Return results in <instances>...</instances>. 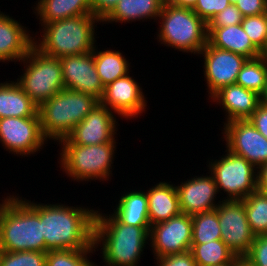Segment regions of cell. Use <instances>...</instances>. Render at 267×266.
<instances>
[{"label":"cell","mask_w":267,"mask_h":266,"mask_svg":"<svg viewBox=\"0 0 267 266\" xmlns=\"http://www.w3.org/2000/svg\"><path fill=\"white\" fill-rule=\"evenodd\" d=\"M42 221L46 252L59 249L94 247L96 210L66 204L35 203L21 198Z\"/></svg>","instance_id":"1"},{"label":"cell","mask_w":267,"mask_h":266,"mask_svg":"<svg viewBox=\"0 0 267 266\" xmlns=\"http://www.w3.org/2000/svg\"><path fill=\"white\" fill-rule=\"evenodd\" d=\"M150 227L123 224L113 214L96 210L94 247H102L104 266H137L149 245Z\"/></svg>","instance_id":"2"},{"label":"cell","mask_w":267,"mask_h":266,"mask_svg":"<svg viewBox=\"0 0 267 266\" xmlns=\"http://www.w3.org/2000/svg\"><path fill=\"white\" fill-rule=\"evenodd\" d=\"M101 22L98 17L88 14L45 23L40 32L42 38L39 37L37 41L34 37V47L43 54L58 59L90 53L97 46L96 23Z\"/></svg>","instance_id":"3"},{"label":"cell","mask_w":267,"mask_h":266,"mask_svg":"<svg viewBox=\"0 0 267 266\" xmlns=\"http://www.w3.org/2000/svg\"><path fill=\"white\" fill-rule=\"evenodd\" d=\"M18 195L2 197L0 203V251L46 252L42 221Z\"/></svg>","instance_id":"4"},{"label":"cell","mask_w":267,"mask_h":266,"mask_svg":"<svg viewBox=\"0 0 267 266\" xmlns=\"http://www.w3.org/2000/svg\"><path fill=\"white\" fill-rule=\"evenodd\" d=\"M99 103L92 95L64 88L38 106L43 137L58 143Z\"/></svg>","instance_id":"5"},{"label":"cell","mask_w":267,"mask_h":266,"mask_svg":"<svg viewBox=\"0 0 267 266\" xmlns=\"http://www.w3.org/2000/svg\"><path fill=\"white\" fill-rule=\"evenodd\" d=\"M158 42L174 50L199 54L207 44V24L189 8L173 6L164 2L157 20Z\"/></svg>","instance_id":"6"},{"label":"cell","mask_w":267,"mask_h":266,"mask_svg":"<svg viewBox=\"0 0 267 266\" xmlns=\"http://www.w3.org/2000/svg\"><path fill=\"white\" fill-rule=\"evenodd\" d=\"M61 147L60 167L74 181H106L112 175L115 159L116 139L112 142L94 145H77L73 142H59Z\"/></svg>","instance_id":"7"},{"label":"cell","mask_w":267,"mask_h":266,"mask_svg":"<svg viewBox=\"0 0 267 266\" xmlns=\"http://www.w3.org/2000/svg\"><path fill=\"white\" fill-rule=\"evenodd\" d=\"M20 62L25 69L16 82L38 106L65 88L58 58L45 55L33 46Z\"/></svg>","instance_id":"8"},{"label":"cell","mask_w":267,"mask_h":266,"mask_svg":"<svg viewBox=\"0 0 267 266\" xmlns=\"http://www.w3.org/2000/svg\"><path fill=\"white\" fill-rule=\"evenodd\" d=\"M219 160H209L210 174L214 176L218 193L228 196L224 200H243L257 191V168L244 157L225 150Z\"/></svg>","instance_id":"9"},{"label":"cell","mask_w":267,"mask_h":266,"mask_svg":"<svg viewBox=\"0 0 267 266\" xmlns=\"http://www.w3.org/2000/svg\"><path fill=\"white\" fill-rule=\"evenodd\" d=\"M216 208L221 230V240L240 258L250 251L255 234L247 221L242 200H223Z\"/></svg>","instance_id":"10"},{"label":"cell","mask_w":267,"mask_h":266,"mask_svg":"<svg viewBox=\"0 0 267 266\" xmlns=\"http://www.w3.org/2000/svg\"><path fill=\"white\" fill-rule=\"evenodd\" d=\"M0 142L9 153L28 157L42 150L47 140L39 117H7L0 118Z\"/></svg>","instance_id":"11"},{"label":"cell","mask_w":267,"mask_h":266,"mask_svg":"<svg viewBox=\"0 0 267 266\" xmlns=\"http://www.w3.org/2000/svg\"><path fill=\"white\" fill-rule=\"evenodd\" d=\"M192 217L181 213L150 227L149 242L154 259L191 250Z\"/></svg>","instance_id":"12"},{"label":"cell","mask_w":267,"mask_h":266,"mask_svg":"<svg viewBox=\"0 0 267 266\" xmlns=\"http://www.w3.org/2000/svg\"><path fill=\"white\" fill-rule=\"evenodd\" d=\"M204 61V81L209 98L221 88L235 84L238 74L248 58L243 55L216 48L208 42L199 52Z\"/></svg>","instance_id":"13"},{"label":"cell","mask_w":267,"mask_h":266,"mask_svg":"<svg viewBox=\"0 0 267 266\" xmlns=\"http://www.w3.org/2000/svg\"><path fill=\"white\" fill-rule=\"evenodd\" d=\"M223 127L227 150L244 157L256 168L267 163V139L248 119L229 121Z\"/></svg>","instance_id":"14"},{"label":"cell","mask_w":267,"mask_h":266,"mask_svg":"<svg viewBox=\"0 0 267 266\" xmlns=\"http://www.w3.org/2000/svg\"><path fill=\"white\" fill-rule=\"evenodd\" d=\"M136 79L127 75L116 79L104 87L99 103L118 114L120 118H137L147 108V100ZM146 107V108H145Z\"/></svg>","instance_id":"15"},{"label":"cell","mask_w":267,"mask_h":266,"mask_svg":"<svg viewBox=\"0 0 267 266\" xmlns=\"http://www.w3.org/2000/svg\"><path fill=\"white\" fill-rule=\"evenodd\" d=\"M115 116L112 110L98 103L60 142H73L77 145L112 142L116 138V131H118L116 127L118 122Z\"/></svg>","instance_id":"16"},{"label":"cell","mask_w":267,"mask_h":266,"mask_svg":"<svg viewBox=\"0 0 267 266\" xmlns=\"http://www.w3.org/2000/svg\"><path fill=\"white\" fill-rule=\"evenodd\" d=\"M59 60L65 88L92 95L98 100L101 99L104 86L97 73L93 51L65 56Z\"/></svg>","instance_id":"17"},{"label":"cell","mask_w":267,"mask_h":266,"mask_svg":"<svg viewBox=\"0 0 267 266\" xmlns=\"http://www.w3.org/2000/svg\"><path fill=\"white\" fill-rule=\"evenodd\" d=\"M193 176L176 186L179 196L181 212L187 215H195L216 209L221 199L216 203V195L219 194L214 176Z\"/></svg>","instance_id":"18"},{"label":"cell","mask_w":267,"mask_h":266,"mask_svg":"<svg viewBox=\"0 0 267 266\" xmlns=\"http://www.w3.org/2000/svg\"><path fill=\"white\" fill-rule=\"evenodd\" d=\"M25 26L0 11V62H20L34 46Z\"/></svg>","instance_id":"19"},{"label":"cell","mask_w":267,"mask_h":266,"mask_svg":"<svg viewBox=\"0 0 267 266\" xmlns=\"http://www.w3.org/2000/svg\"><path fill=\"white\" fill-rule=\"evenodd\" d=\"M211 101L222 105L227 123L248 119L260 105V95L235 83L221 88L211 97Z\"/></svg>","instance_id":"20"},{"label":"cell","mask_w":267,"mask_h":266,"mask_svg":"<svg viewBox=\"0 0 267 266\" xmlns=\"http://www.w3.org/2000/svg\"><path fill=\"white\" fill-rule=\"evenodd\" d=\"M170 183L161 181L146 191L151 226L182 213L176 185Z\"/></svg>","instance_id":"21"},{"label":"cell","mask_w":267,"mask_h":266,"mask_svg":"<svg viewBox=\"0 0 267 266\" xmlns=\"http://www.w3.org/2000/svg\"><path fill=\"white\" fill-rule=\"evenodd\" d=\"M207 32V42L211 46L243 55L248 59L262 55L252 44L241 24L228 27H207Z\"/></svg>","instance_id":"22"},{"label":"cell","mask_w":267,"mask_h":266,"mask_svg":"<svg viewBox=\"0 0 267 266\" xmlns=\"http://www.w3.org/2000/svg\"><path fill=\"white\" fill-rule=\"evenodd\" d=\"M7 117H39L38 105L16 80L0 82V118Z\"/></svg>","instance_id":"23"},{"label":"cell","mask_w":267,"mask_h":266,"mask_svg":"<svg viewBox=\"0 0 267 266\" xmlns=\"http://www.w3.org/2000/svg\"><path fill=\"white\" fill-rule=\"evenodd\" d=\"M165 0H119L114 9L102 20L103 23H128L159 17Z\"/></svg>","instance_id":"24"},{"label":"cell","mask_w":267,"mask_h":266,"mask_svg":"<svg viewBox=\"0 0 267 266\" xmlns=\"http://www.w3.org/2000/svg\"><path fill=\"white\" fill-rule=\"evenodd\" d=\"M35 4L34 13L41 26L65 18L91 14V0H38Z\"/></svg>","instance_id":"25"},{"label":"cell","mask_w":267,"mask_h":266,"mask_svg":"<svg viewBox=\"0 0 267 266\" xmlns=\"http://www.w3.org/2000/svg\"><path fill=\"white\" fill-rule=\"evenodd\" d=\"M112 213L121 223L130 226H151L148 214V200L144 190L126 191Z\"/></svg>","instance_id":"26"},{"label":"cell","mask_w":267,"mask_h":266,"mask_svg":"<svg viewBox=\"0 0 267 266\" xmlns=\"http://www.w3.org/2000/svg\"><path fill=\"white\" fill-rule=\"evenodd\" d=\"M97 49L95 46L93 50L94 62L104 87L131 72L129 60L119 50L98 51Z\"/></svg>","instance_id":"27"},{"label":"cell","mask_w":267,"mask_h":266,"mask_svg":"<svg viewBox=\"0 0 267 266\" xmlns=\"http://www.w3.org/2000/svg\"><path fill=\"white\" fill-rule=\"evenodd\" d=\"M190 251L197 266L223 265L236 257L221 239L203 244H191Z\"/></svg>","instance_id":"28"},{"label":"cell","mask_w":267,"mask_h":266,"mask_svg":"<svg viewBox=\"0 0 267 266\" xmlns=\"http://www.w3.org/2000/svg\"><path fill=\"white\" fill-rule=\"evenodd\" d=\"M236 84L260 95L267 85L266 55L247 59L238 74Z\"/></svg>","instance_id":"29"},{"label":"cell","mask_w":267,"mask_h":266,"mask_svg":"<svg viewBox=\"0 0 267 266\" xmlns=\"http://www.w3.org/2000/svg\"><path fill=\"white\" fill-rule=\"evenodd\" d=\"M191 244H203L221 239L220 224L216 209L192 215Z\"/></svg>","instance_id":"30"},{"label":"cell","mask_w":267,"mask_h":266,"mask_svg":"<svg viewBox=\"0 0 267 266\" xmlns=\"http://www.w3.org/2000/svg\"><path fill=\"white\" fill-rule=\"evenodd\" d=\"M251 230L257 235L267 234V194L255 191L242 200Z\"/></svg>","instance_id":"31"},{"label":"cell","mask_w":267,"mask_h":266,"mask_svg":"<svg viewBox=\"0 0 267 266\" xmlns=\"http://www.w3.org/2000/svg\"><path fill=\"white\" fill-rule=\"evenodd\" d=\"M93 252H96L95 247L78 250H49L46 254V266H98L89 260Z\"/></svg>","instance_id":"32"},{"label":"cell","mask_w":267,"mask_h":266,"mask_svg":"<svg viewBox=\"0 0 267 266\" xmlns=\"http://www.w3.org/2000/svg\"><path fill=\"white\" fill-rule=\"evenodd\" d=\"M241 26L247 33L252 44L265 55L267 40V13L243 17Z\"/></svg>","instance_id":"33"},{"label":"cell","mask_w":267,"mask_h":266,"mask_svg":"<svg viewBox=\"0 0 267 266\" xmlns=\"http://www.w3.org/2000/svg\"><path fill=\"white\" fill-rule=\"evenodd\" d=\"M43 251H0V266H46Z\"/></svg>","instance_id":"34"},{"label":"cell","mask_w":267,"mask_h":266,"mask_svg":"<svg viewBox=\"0 0 267 266\" xmlns=\"http://www.w3.org/2000/svg\"><path fill=\"white\" fill-rule=\"evenodd\" d=\"M243 259L251 266H267V234L255 236L249 253Z\"/></svg>","instance_id":"35"},{"label":"cell","mask_w":267,"mask_h":266,"mask_svg":"<svg viewBox=\"0 0 267 266\" xmlns=\"http://www.w3.org/2000/svg\"><path fill=\"white\" fill-rule=\"evenodd\" d=\"M230 5L229 0H197L192 9L206 24L219 12Z\"/></svg>","instance_id":"36"},{"label":"cell","mask_w":267,"mask_h":266,"mask_svg":"<svg viewBox=\"0 0 267 266\" xmlns=\"http://www.w3.org/2000/svg\"><path fill=\"white\" fill-rule=\"evenodd\" d=\"M243 20V15L235 4L228 5L224 10L217 13L207 27H228L229 25H239Z\"/></svg>","instance_id":"37"},{"label":"cell","mask_w":267,"mask_h":266,"mask_svg":"<svg viewBox=\"0 0 267 266\" xmlns=\"http://www.w3.org/2000/svg\"><path fill=\"white\" fill-rule=\"evenodd\" d=\"M156 266H197L191 251L156 258Z\"/></svg>","instance_id":"38"},{"label":"cell","mask_w":267,"mask_h":266,"mask_svg":"<svg viewBox=\"0 0 267 266\" xmlns=\"http://www.w3.org/2000/svg\"><path fill=\"white\" fill-rule=\"evenodd\" d=\"M235 6L243 17L267 13V0H238Z\"/></svg>","instance_id":"39"},{"label":"cell","mask_w":267,"mask_h":266,"mask_svg":"<svg viewBox=\"0 0 267 266\" xmlns=\"http://www.w3.org/2000/svg\"><path fill=\"white\" fill-rule=\"evenodd\" d=\"M119 0H91V14L101 21L114 9Z\"/></svg>","instance_id":"40"},{"label":"cell","mask_w":267,"mask_h":266,"mask_svg":"<svg viewBox=\"0 0 267 266\" xmlns=\"http://www.w3.org/2000/svg\"><path fill=\"white\" fill-rule=\"evenodd\" d=\"M248 120L267 139V107L260 104Z\"/></svg>","instance_id":"41"},{"label":"cell","mask_w":267,"mask_h":266,"mask_svg":"<svg viewBox=\"0 0 267 266\" xmlns=\"http://www.w3.org/2000/svg\"><path fill=\"white\" fill-rule=\"evenodd\" d=\"M257 191L267 194V163L257 168Z\"/></svg>","instance_id":"42"},{"label":"cell","mask_w":267,"mask_h":266,"mask_svg":"<svg viewBox=\"0 0 267 266\" xmlns=\"http://www.w3.org/2000/svg\"><path fill=\"white\" fill-rule=\"evenodd\" d=\"M165 2L173 6L193 9L197 3V0H165Z\"/></svg>","instance_id":"43"},{"label":"cell","mask_w":267,"mask_h":266,"mask_svg":"<svg viewBox=\"0 0 267 266\" xmlns=\"http://www.w3.org/2000/svg\"><path fill=\"white\" fill-rule=\"evenodd\" d=\"M260 104L267 107V85L264 87L263 92L260 94Z\"/></svg>","instance_id":"44"},{"label":"cell","mask_w":267,"mask_h":266,"mask_svg":"<svg viewBox=\"0 0 267 266\" xmlns=\"http://www.w3.org/2000/svg\"><path fill=\"white\" fill-rule=\"evenodd\" d=\"M215 266H239V257H235L231 262L223 265H215Z\"/></svg>","instance_id":"45"},{"label":"cell","mask_w":267,"mask_h":266,"mask_svg":"<svg viewBox=\"0 0 267 266\" xmlns=\"http://www.w3.org/2000/svg\"><path fill=\"white\" fill-rule=\"evenodd\" d=\"M239 266H251L243 258L239 257Z\"/></svg>","instance_id":"46"},{"label":"cell","mask_w":267,"mask_h":266,"mask_svg":"<svg viewBox=\"0 0 267 266\" xmlns=\"http://www.w3.org/2000/svg\"><path fill=\"white\" fill-rule=\"evenodd\" d=\"M238 0H229L230 4H235Z\"/></svg>","instance_id":"47"}]
</instances>
